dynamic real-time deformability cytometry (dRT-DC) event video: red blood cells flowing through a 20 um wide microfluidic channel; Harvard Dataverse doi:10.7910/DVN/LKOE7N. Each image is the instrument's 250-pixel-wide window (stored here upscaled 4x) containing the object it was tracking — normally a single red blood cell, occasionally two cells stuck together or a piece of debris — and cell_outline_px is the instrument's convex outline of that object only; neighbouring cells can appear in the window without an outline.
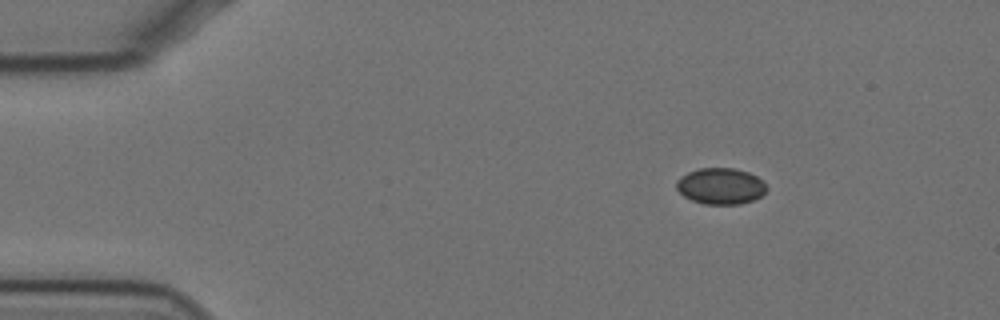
{"species": "Egyptian fruit bat (a non-hibernating species)", "species_latin": "Rousettus aegyptiacus", "temperature_condition": "cold", "stored_images_in_passage": 51, "camera_frame_rate_fps": 3000, "um_per_image_px": 0.085, "animal": {"sex": "female"}, "frame": {"image": 1, "passage_image": 1, "time_ms": 0.0, "image_size_px": [1000, 320], "cell_outline_px": [[768, 188], [760, 196], [752, 200], [740, 204], [704, 204], [692, 200], [684, 196], [676, 188], [676, 180], [680, 176], [688, 172], [700, 168], [732, 168], [748, 172], [756, 176]], "centroid_in_image_um": [61.22, 15.82], "position_along_channel_um": 23.8, "area_um2": 18.9}}
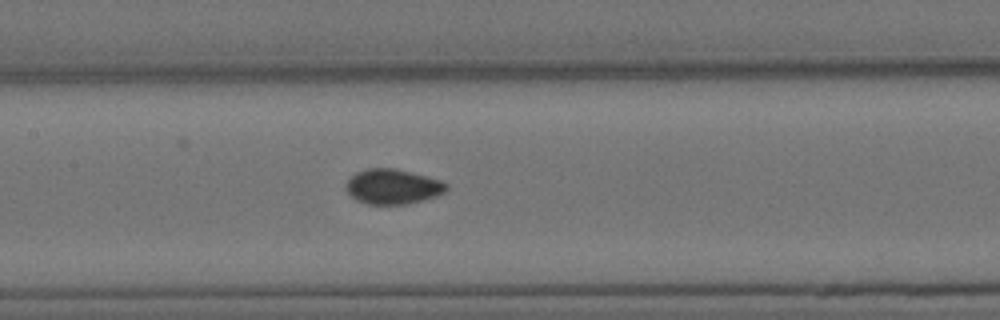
{"frame": {"image": 2, "passage_image": 20, "time_ms": 6.333, "image_size_px": [1000, 320], "cell_outline_px": [[448, 188], [444, 192], [436, 196], [404, 204], [364, 204], [356, 200], [348, 192], [348, 180], [356, 172], [368, 168], [392, 168], [428, 176], [440, 180], [448, 184]], "centroid_in_image_um": [33.4, 15.86], "position_along_channel_um": 174.0, "area_um2": 20.17}}
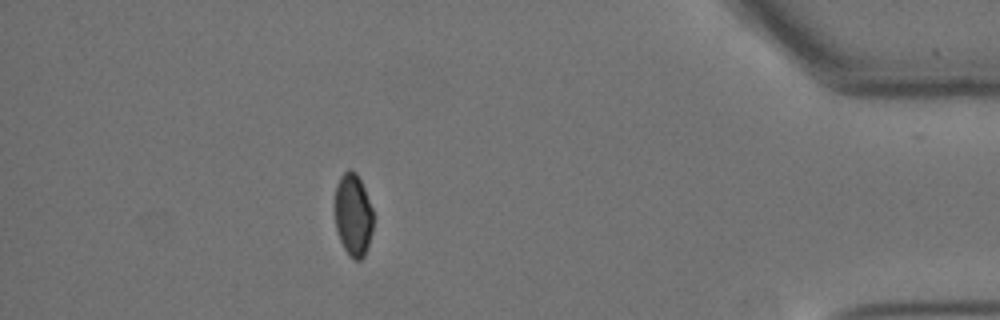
{"frame": {"image": 3, "passage_image": 44, "time_ms": 14.333, "image_size_px": [1000, 320], "cell_outline_px": [[372, 232], [364, 256], [360, 260], [352, 260], [348, 256], [340, 240], [336, 228], [336, 184], [340, 176], [348, 168], [352, 168], [356, 172], [364, 188], [372, 208]], "centroid_in_image_um": [30.02, 18.26], "position_along_channel_um": 405.2, "area_um2": 18.38}, "authors_computed_cell_mechanics": {"area_um2": 19.941, "velocity_mm_per_s": 3.4933, "shape_relaxation_time_tau1_ms": 6.05, "shape_relaxation_time_tau2_ms": 1.2665, "deformation_change_tau1": 0.0915, "deformation_change_tau2": 0.0256}}